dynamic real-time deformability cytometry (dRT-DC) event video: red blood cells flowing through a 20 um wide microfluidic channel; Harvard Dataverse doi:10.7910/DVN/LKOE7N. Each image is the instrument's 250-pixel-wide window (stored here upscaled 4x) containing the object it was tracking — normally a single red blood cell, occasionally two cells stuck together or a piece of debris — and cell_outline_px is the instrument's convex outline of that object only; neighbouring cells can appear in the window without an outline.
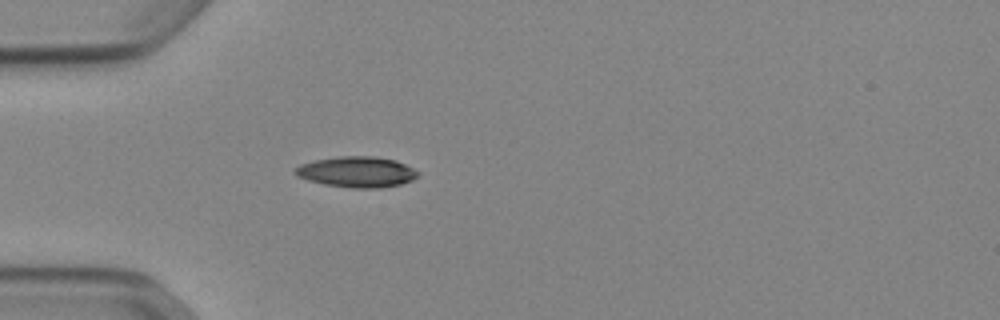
{"species": "Egyptian fruit bat (a non-hibernating species)", "species_latin": "Rousettus aegyptiacus", "temperature_condition": "cold", "stored_images_in_passage": 33, "camera_frame_rate_fps": 3000, "um_per_image_px": 0.085, "animal": {"sex": "female"}, "frame": {"image": 1, "passage_image": 1, "time_ms": 0.0, "image_size_px": [1000, 320], "cell_outline_px": [[420, 172], [412, 180], [400, 184], [380, 188], [352, 188], [324, 184], [308, 180], [296, 176], [292, 172], [300, 164], [316, 160], [340, 156], [372, 156], [396, 160]], "centroid_in_image_um": [30.31, 14.61], "position_along_channel_um": 54.7, "area_um2": 21.91}}
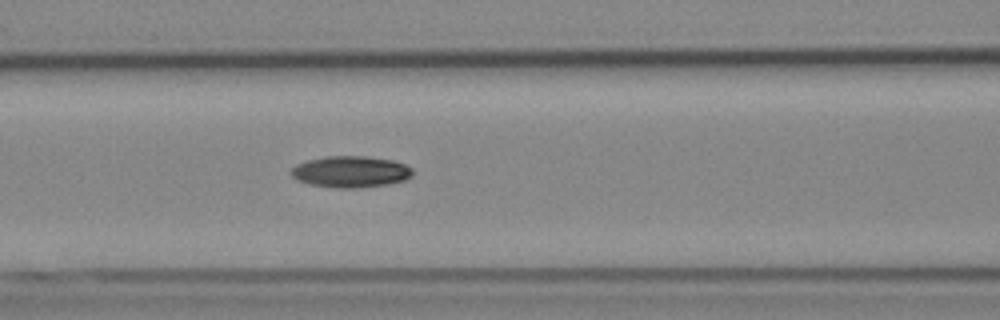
{"frame": {"image": 2, "passage_image": 8, "time_ms": 2.333, "image_size_px": [1000, 320], "cell_outline_px": [[412, 176], [404, 180], [388, 184], [356, 188], [336, 188], [308, 184], [296, 180], [292, 176], [292, 168], [296, 164], [308, 160], [324, 156], [364, 156], [392, 160], [404, 164], [412, 168]], "centroid_in_image_um": [29.79, 14.6], "position_along_channel_um": 136.8, "area_um2": 22.25}}
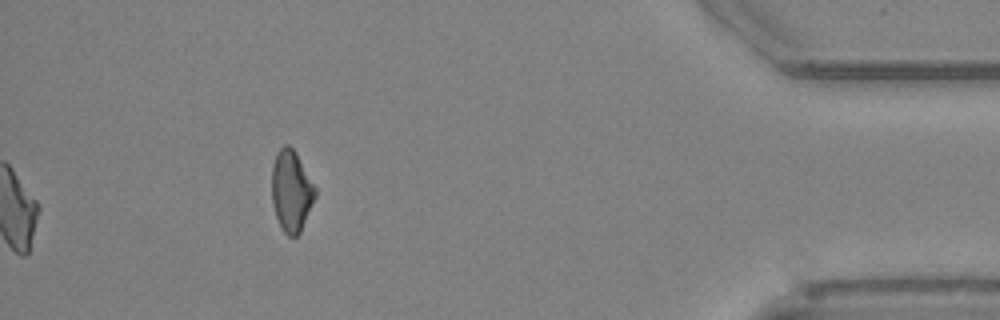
{"frame": {"image": 3, "passage_image": 33, "time_ms": 10.667, "image_size_px": [1000, 320], "cell_outline_px": [[316, 196], [300, 232], [296, 236], [288, 236], [280, 228], [272, 204], [272, 164], [276, 152], [284, 144], [288, 144], [296, 152], [316, 188]], "centroid_in_image_um": [24.75, 16.22], "position_along_channel_um": 410.5, "area_um2": 20.63}, "authors_computed_cell_mechanics": {"area_um2": 21.386, "velocity_mm_per_s": 3.9038, "shape_relaxation_time_tau1_ms": 6.2923, "shape_relaxation_time_tau2_ms": null, "deformation_change_tau1": 0.1487, "deformation_change_tau2": null}}